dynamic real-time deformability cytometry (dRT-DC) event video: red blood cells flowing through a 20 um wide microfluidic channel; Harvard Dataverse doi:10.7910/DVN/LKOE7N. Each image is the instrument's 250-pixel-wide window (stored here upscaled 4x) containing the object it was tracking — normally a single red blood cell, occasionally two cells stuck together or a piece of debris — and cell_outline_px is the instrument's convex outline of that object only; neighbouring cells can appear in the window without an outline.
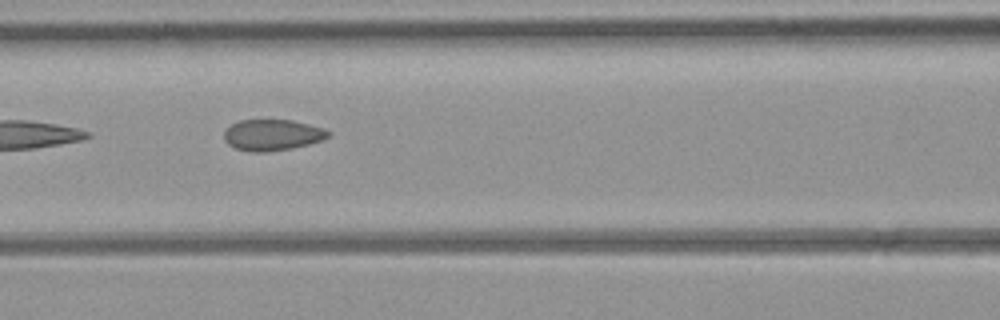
{"species": "common noctule bat (a hibernating species)", "species_latin": "Nyctalus noctula", "temperature_condition": "room temperature", "stored_images_in_passage": 7, "camera_frame_rate_fps": 3000, "um_per_image_px": 0.085, "animal": {"sex": "female", "body_mass_g": 21.9}, "frame": {"image": 1, "passage_image": 4, "time_ms": 3.333, "image_size_px": [1000, 320], "cell_outline_px": [[332, 132], [328, 136], [320, 140], [308, 144], [292, 148], [264, 152], [252, 152], [236, 148], [228, 144], [224, 140], [224, 132], [232, 124], [240, 120], [292, 120], [324, 128]], "centroid_in_image_um": [23.14, 11.47], "position_along_channel_um": 143.5, "area_um2": 18.73}}
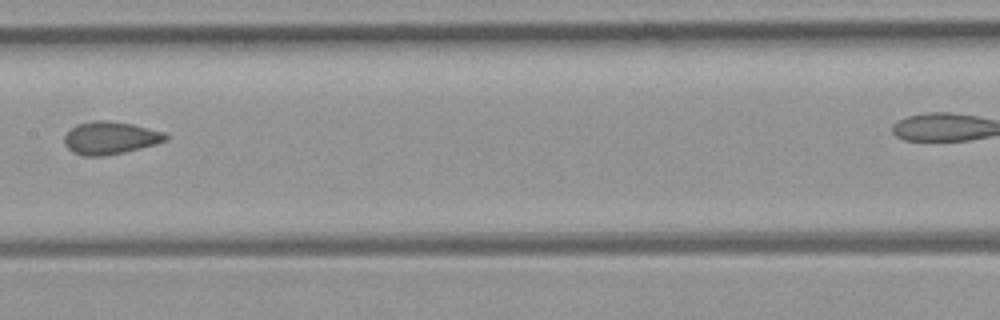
{"frame": {"image": 2, "passage_image": 5, "time_ms": 4.667, "image_size_px": [1000, 320], "cell_outline_px": [[168, 140], [156, 144], [124, 152], [104, 156], [84, 156], [72, 152], [64, 144], [64, 136], [76, 124], [96, 120], [108, 120], [132, 124], [164, 132], [168, 136]], "centroid_in_image_um": [9.36, 11.72], "position_along_channel_um": 198.0, "area_um2": 19.31}}
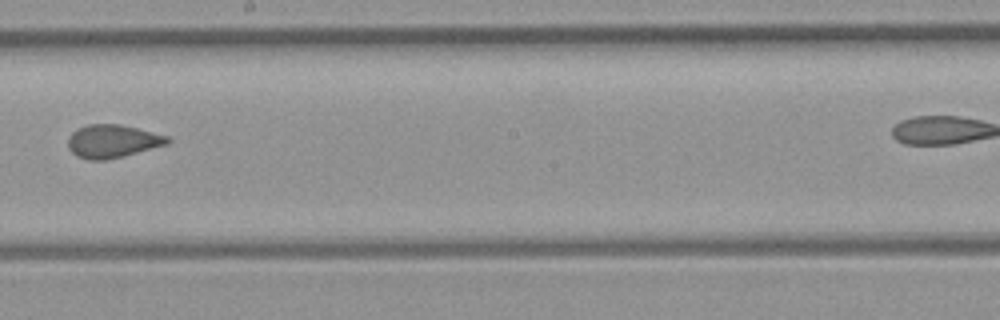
{"frame": {"image": 3, "passage_image": 6, "time_ms": 5.667, "image_size_px": [1000, 320], "cell_outline_px": [[172, 140], [168, 144], [124, 156], [104, 160], [88, 160], [76, 156], [68, 148], [68, 136], [76, 128], [88, 124], [120, 124], [168, 136]], "centroid_in_image_um": [9.54, 12.0], "position_along_channel_um": 238.7, "area_um2": 19.31}}